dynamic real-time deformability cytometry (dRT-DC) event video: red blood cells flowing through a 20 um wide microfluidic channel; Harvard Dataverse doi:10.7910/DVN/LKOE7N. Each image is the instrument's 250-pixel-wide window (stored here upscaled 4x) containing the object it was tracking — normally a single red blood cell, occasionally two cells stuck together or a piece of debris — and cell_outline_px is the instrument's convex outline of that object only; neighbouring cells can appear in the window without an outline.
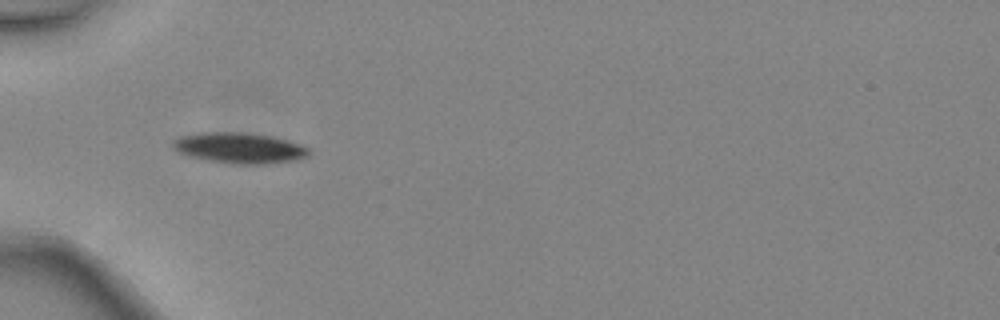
{"species": "common noctule bat (a hibernating species)", "species_latin": "Nyctalus noctula", "temperature_condition": "warm", "stored_images_in_passage": 4, "camera_frame_rate_fps": 3000, "um_per_image_px": 0.085, "animal": {"sex": "female", "body_mass_g": 24.6, "forearm_length_mm": 56.2}, "frame": {"image": 1, "passage_image": 1, "time_ms": 0.0, "image_size_px": [1000, 320], "cell_outline_px": [[312, 152], [308, 156], [296, 160], [264, 164], [236, 164], [208, 160], [192, 156], [180, 152], [172, 148], [172, 140], [180, 136], [200, 132], [244, 132], [272, 136], [288, 140], [300, 144], [308, 148]], "centroid_in_image_um": [20.37, 12.56], "position_along_channel_um": 64.6, "area_um2": 24.39}}